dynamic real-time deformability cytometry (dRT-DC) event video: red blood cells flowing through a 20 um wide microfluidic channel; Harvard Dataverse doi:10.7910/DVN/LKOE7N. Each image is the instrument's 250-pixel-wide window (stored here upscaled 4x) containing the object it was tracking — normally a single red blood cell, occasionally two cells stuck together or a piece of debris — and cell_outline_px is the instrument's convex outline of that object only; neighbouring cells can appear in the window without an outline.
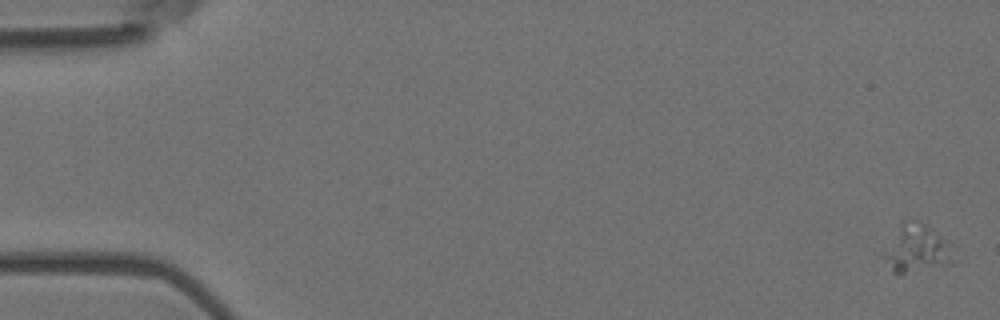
{"species": "Egyptian fruit bat (a non-hibernating species)", "species_latin": "Rousettus aegyptiacus", "temperature_condition": "room temperature", "stored_images_in_passage": 6, "camera_frame_rate_fps": 3000, "um_per_image_px": 0.085, "animal": {"sex": "female"}, "frame": {"image": 1, "passage_image": 1, "time_ms": 0.0, "image_size_px": [1000, 320], "cell_outline_px": [[964, 260], [952, 264], [900, 276], [896, 276], [892, 272], [884, 256], [900, 220], [908, 216], [912, 216], [920, 220], [932, 228], [948, 240], [952, 244]], "centroid_in_image_um": [78.09, 21.13], "position_along_channel_um": 6.9, "area_um2": 21.04}}
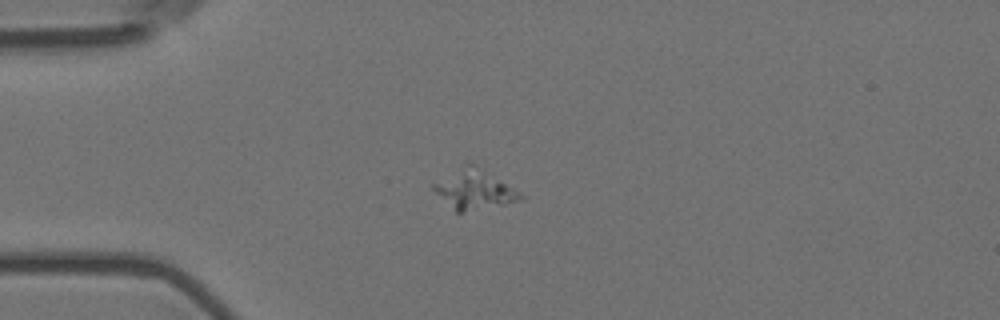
{"frame": {"image": 2, "passage_image": 5, "time_ms": 1.333, "image_size_px": [1000, 320], "cell_outline_px": [[524, 200], [504, 204], [460, 212], [456, 212], [428, 184], [464, 176], [504, 184], [520, 192], [524, 196]], "centroid_in_image_um": [40.36, 16.45], "position_along_channel_um": 44.6, "area_um2": 15.32}}